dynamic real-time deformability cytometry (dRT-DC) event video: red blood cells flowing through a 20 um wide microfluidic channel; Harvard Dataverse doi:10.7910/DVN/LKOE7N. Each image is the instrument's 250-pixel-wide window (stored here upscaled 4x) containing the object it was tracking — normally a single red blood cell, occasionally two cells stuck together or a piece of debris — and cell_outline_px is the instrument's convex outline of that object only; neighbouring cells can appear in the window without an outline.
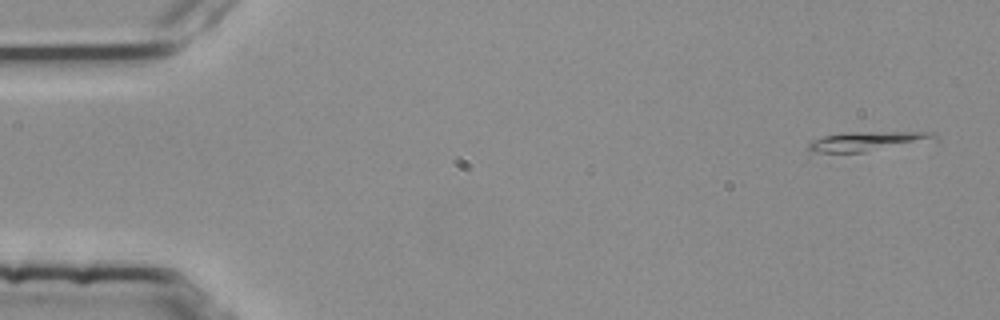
{"species": "common noctule bat (a hibernating species)", "species_latin": "Nyctalus noctula", "temperature_condition": "room temperature", "stored_images_in_passage": 4, "camera_frame_rate_fps": 3000, "um_per_image_px": 0.085, "animal": {"sex": "female", "body_mass_g": 25.1}, "frame": {"image": 1, "passage_image": 1, "time_ms": 0.0, "image_size_px": [1000, 320], "cell_outline_px": [[940, 140], [864, 152], [816, 152], [808, 148], [808, 144], [812, 140], [824, 136], [848, 132], [936, 132], [940, 136]], "centroid_in_image_um": [73.89, 12.0], "position_along_channel_um": 11.1, "area_um2": 14.45}}
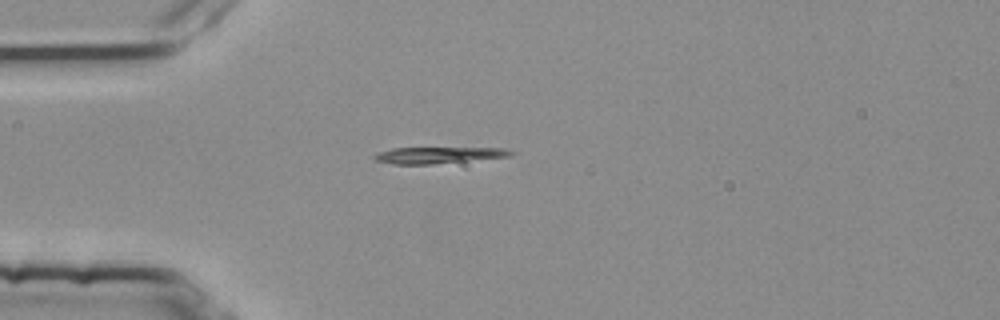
{"frame": {"image": 2, "passage_image": 4, "time_ms": 1.0, "image_size_px": [1000, 320], "cell_outline_px": [[516, 152], [512, 156], [432, 164], [392, 164], [376, 160], [372, 156], [380, 152], [392, 148], [504, 148]], "centroid_in_image_um": [37.3, 13.18], "position_along_channel_um": 47.7, "area_um2": 12.95}}